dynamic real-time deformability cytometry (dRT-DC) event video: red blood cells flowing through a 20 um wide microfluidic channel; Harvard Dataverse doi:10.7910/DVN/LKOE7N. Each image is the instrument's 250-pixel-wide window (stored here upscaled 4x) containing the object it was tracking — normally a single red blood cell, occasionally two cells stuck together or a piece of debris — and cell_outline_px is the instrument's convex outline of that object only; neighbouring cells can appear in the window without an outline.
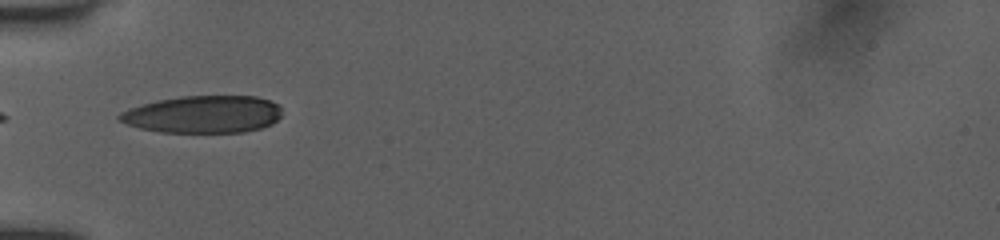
{"species": "human", "species_latin": "Homo sapiens", "temperature_condition": "room temperature", "stored_images_in_passage": 34, "camera_frame_rate_fps": 3000, "um_per_image_px": 0.085, "donor": {"sex": "female"}, "frame": {"image": 1, "passage_image": 1, "time_ms": 0.0, "image_size_px": [1000, 240], "cell_outline_px": [[280, 116], [272, 124], [260, 128], [244, 132], [160, 132], [140, 128], [128, 124], [120, 120], [116, 116], [120, 112], [128, 108], [160, 100], [180, 96], [256, 96], [268, 100], [276, 104], [280, 108]], "centroid_in_image_um": [17.26, 9.72], "position_along_channel_um": 67.7, "area_um2": 35.14}}
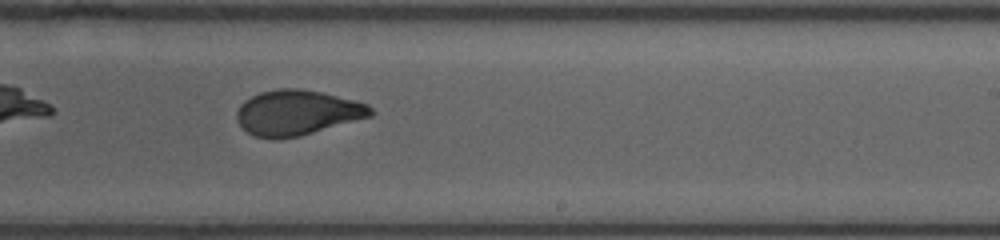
{"frame": {"image": 2, "passage_image": 15, "time_ms": 5.0, "image_size_px": [1000, 240], "cell_outline_px": [[376, 112], [372, 116], [300, 136], [272, 140], [256, 136], [248, 132], [236, 120], [236, 112], [240, 104], [244, 100], [260, 92], [280, 88], [296, 88], [320, 92], [368, 104]], "centroid_in_image_um": [25.24, 9.58], "position_along_channel_um": 263.8, "area_um2": 35.2}}
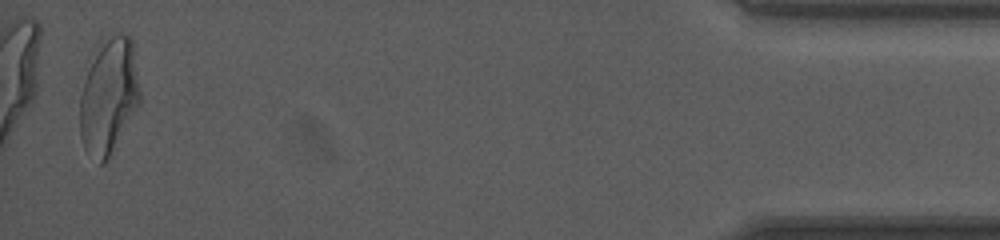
{"frame": {"image": 3, "passage_image": 33, "time_ms": 11.0, "image_size_px": [1000, 240], "cell_outline_px": [[140, 104], [104, 164], [100, 164], [84, 148], [80, 136], [80, 92], [100, 40], [120, 32], [132, 36], [140, 92]], "centroid_in_image_um": [9.26, 8.13], "position_along_channel_um": 425.9, "area_um2": 40.34}, "authors_computed_cell_mechanics": {"area_um2": 35.9227, "velocity_mm_per_s": 3.9663, "shape_relaxation_time_tau1_ms": 9.1641, "shape_relaxation_time_tau2_ms": 1.0353, "deformation_change_tau1": 0.2359, "deformation_change_tau2": 0.0675}}